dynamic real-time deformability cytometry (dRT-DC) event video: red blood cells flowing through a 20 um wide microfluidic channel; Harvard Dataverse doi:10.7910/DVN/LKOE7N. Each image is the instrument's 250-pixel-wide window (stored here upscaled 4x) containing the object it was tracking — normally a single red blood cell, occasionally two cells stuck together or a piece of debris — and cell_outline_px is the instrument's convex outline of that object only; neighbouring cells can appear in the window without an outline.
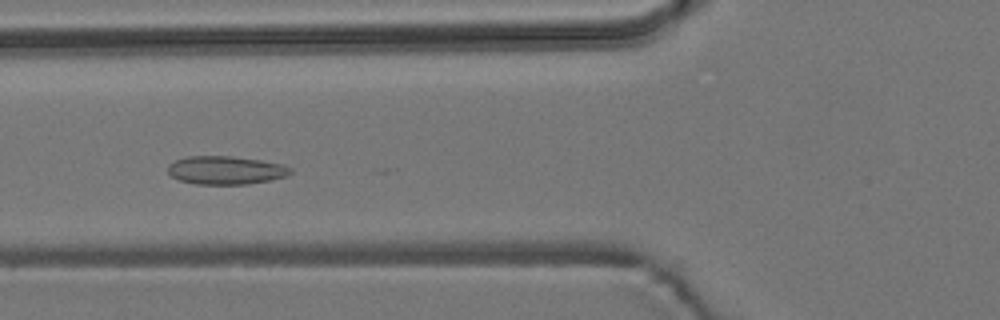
{"species": "common noctule bat (a hibernating species)", "species_latin": "Nyctalus noctula", "temperature_condition": "room temperature", "stored_images_in_passage": 36, "camera_frame_rate_fps": 3000, "um_per_image_px": 0.085, "animal": {"sex": "male", "body_mass_g": 19.2, "forearm_length_mm": 51.8}, "frame": {"image": 1, "passage_image": 12, "time_ms": 3.667, "image_size_px": [1000, 320], "cell_outline_px": [[292, 172], [288, 176], [272, 180], [248, 184], [192, 184], [180, 180], [172, 176], [168, 172], [168, 164], [176, 160], [188, 156], [232, 156], [260, 160], [284, 164], [292, 168]], "centroid_in_image_um": [19.22, 14.47], "position_along_channel_um": 106.6, "area_um2": 20.4}}
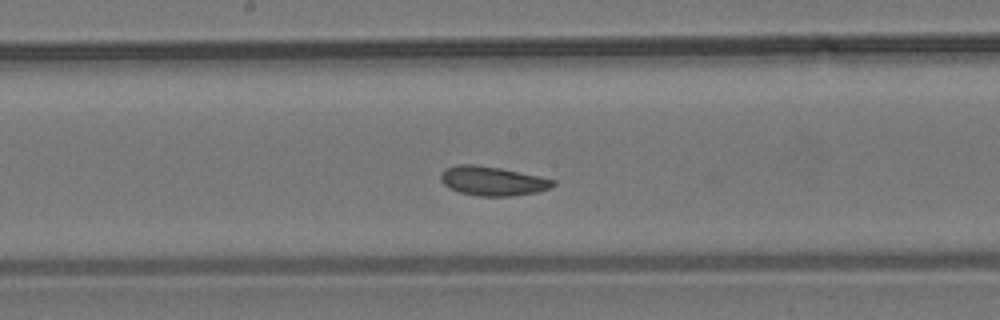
{"frame": {"image": 2, "passage_image": 20, "time_ms": 6.333, "image_size_px": [1000, 320], "cell_outline_px": [[556, 184], [552, 188], [536, 192], [512, 196], [480, 196], [460, 192], [448, 188], [440, 180], [440, 172], [444, 168], [456, 164], [476, 164], [500, 168], [540, 176], [556, 180]], "centroid_in_image_um": [41.85, 15.37], "position_along_channel_um": 206.3, "area_um2": 19.36}}
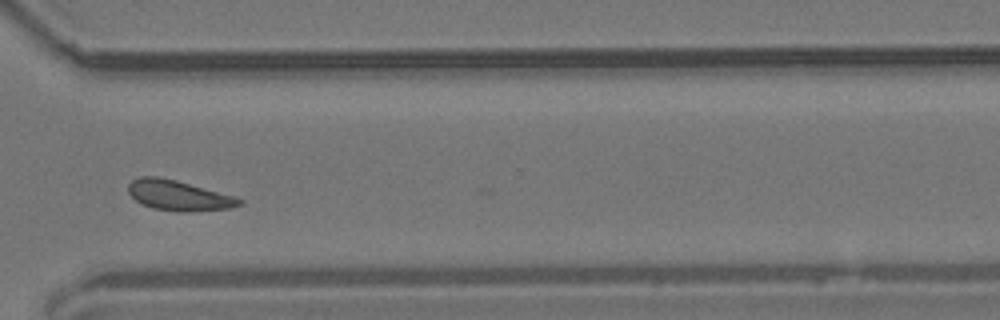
{"frame": {"image": 3, "passage_image": 32, "time_ms": 10.333, "image_size_px": [1000, 320], "cell_outline_px": [[244, 204], [232, 208], [192, 212], [180, 212], [152, 208], [140, 204], [128, 192], [128, 184], [132, 180], [140, 176], [156, 176], [176, 180], [232, 196], [244, 200]], "centroid_in_image_um": [15.17, 16.63], "position_along_channel_um": 355.4, "area_um2": 19.59}, "authors_computed_cell_mechanics": {"area_um2": 18.9873, "velocity_mm_per_s": 3.7317, "shape_relaxation_time_tau1_ms": 10.5715, "shape_relaxation_time_tau2_ms": 6.0566, "deformation_change_tau1": 0.0827, "deformation_change_tau2": 0.1085}}